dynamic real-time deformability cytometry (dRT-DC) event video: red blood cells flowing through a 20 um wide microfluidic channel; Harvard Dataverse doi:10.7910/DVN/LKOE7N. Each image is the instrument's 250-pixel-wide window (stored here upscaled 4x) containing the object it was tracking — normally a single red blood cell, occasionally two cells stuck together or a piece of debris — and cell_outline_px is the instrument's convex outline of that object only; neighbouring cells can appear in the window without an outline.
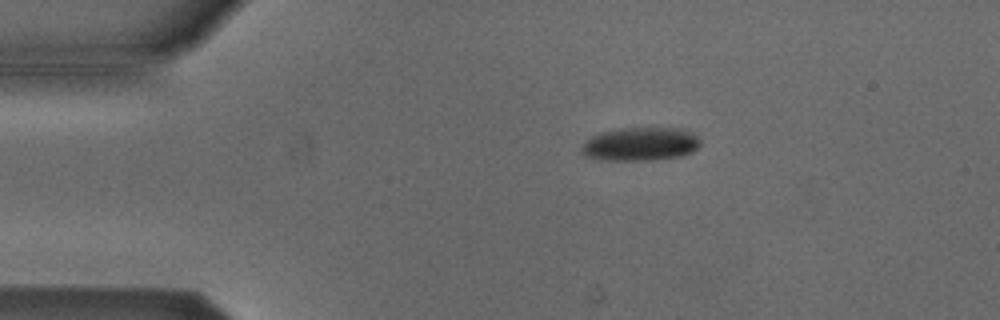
{"species": "Egyptian fruit bat (a non-hibernating species)", "species_latin": "Rousettus aegyptiacus", "temperature_condition": "cold", "stored_images_in_passage": 5, "camera_frame_rate_fps": 3000, "um_per_image_px": 0.085, "animal": {"sex": "male"}, "frame": {"image": 1, "passage_image": 3, "time_ms": 2.333, "image_size_px": [1000, 320], "cell_outline_px": [[700, 144], [692, 152], [680, 156], [656, 160], [600, 160], [588, 156], [580, 152], [580, 148], [584, 140], [600, 132], [620, 128], [684, 128], [692, 132], [700, 140]], "centroid_in_image_um": [54.41, 12.24], "position_along_channel_um": 30.6, "area_um2": 23.41}}
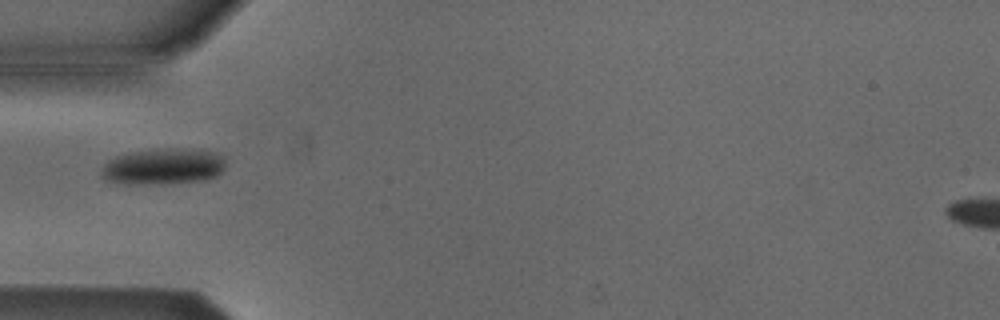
{"frame": {"image": 2, "passage_image": 5, "time_ms": 4.667, "image_size_px": [1000, 320], "cell_outline_px": [[224, 168], [216, 176], [204, 180], [140, 184], [128, 184], [108, 180], [100, 176], [100, 168], [108, 160], [116, 156], [132, 152], [156, 148], [200, 148], [216, 152], [224, 156]], "centroid_in_image_um": [13.88, 14.11], "position_along_channel_um": 71.1, "area_um2": 26.36}}